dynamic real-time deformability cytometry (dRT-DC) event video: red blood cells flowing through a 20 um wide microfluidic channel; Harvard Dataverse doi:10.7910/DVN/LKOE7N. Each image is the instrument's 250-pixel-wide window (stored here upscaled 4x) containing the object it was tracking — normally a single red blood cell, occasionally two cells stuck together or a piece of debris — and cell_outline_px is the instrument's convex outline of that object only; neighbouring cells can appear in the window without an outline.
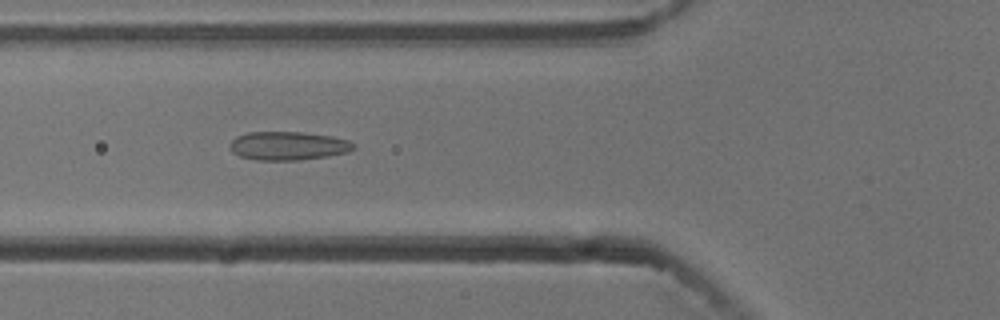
{"species": "common noctule bat (a hibernating species)", "species_latin": "Nyctalus noctula", "temperature_condition": "cold", "stored_images_in_passage": 53, "camera_frame_rate_fps": 3000, "um_per_image_px": 0.085, "animal": {"sex": "male", "body_mass_g": 13.3}, "frame": {"image": 1, "passage_image": 19, "time_ms": 6.0, "image_size_px": [1000, 320], "cell_outline_px": [[356, 148], [348, 152], [328, 156], [300, 160], [256, 160], [240, 156], [232, 152], [228, 144], [236, 136], [248, 132], [304, 132], [332, 136], [348, 140], [356, 144]], "centroid_in_image_um": [24.5, 12.39], "position_along_channel_um": 101.3, "area_um2": 20.81}}
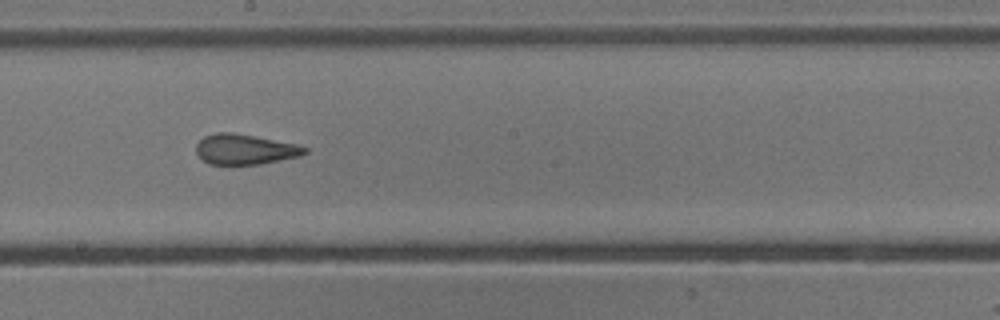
{"frame": {"image": 2, "passage_image": 29, "time_ms": 9.333, "image_size_px": [1000, 320], "cell_outline_px": [[308, 152], [300, 156], [260, 164], [208, 164], [196, 152], [196, 144], [204, 136], [216, 132], [232, 132], [296, 144], [308, 148]], "centroid_in_image_um": [20.82, 12.69], "position_along_channel_um": 227.4, "area_um2": 19.02}}
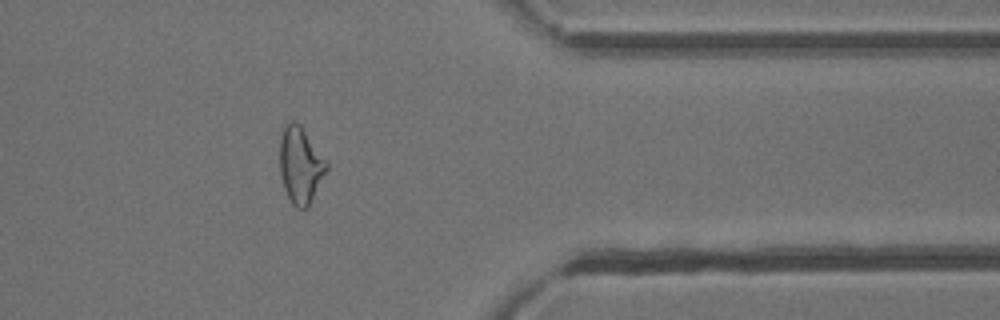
{"frame": {"image": 3, "passage_image": 43, "time_ms": 14.0, "image_size_px": [1000, 320], "cell_outline_px": [[328, 168], [308, 208], [296, 208], [292, 204], [284, 188], [280, 176], [280, 136], [284, 124], [292, 120], [296, 120], [300, 124], [328, 160]], "centroid_in_image_um": [25.54, 14.0], "position_along_channel_um": 385.9, "area_um2": 21.21}, "authors_computed_cell_mechanics": {"area_um2": 21.2704, "velocity_mm_per_s": 3.7688, "shape_relaxation_time_tau1_ms": null, "shape_relaxation_time_tau2_ms": 1.3787, "deformation_change_tau1": null, "deformation_change_tau2": 0.0879}}